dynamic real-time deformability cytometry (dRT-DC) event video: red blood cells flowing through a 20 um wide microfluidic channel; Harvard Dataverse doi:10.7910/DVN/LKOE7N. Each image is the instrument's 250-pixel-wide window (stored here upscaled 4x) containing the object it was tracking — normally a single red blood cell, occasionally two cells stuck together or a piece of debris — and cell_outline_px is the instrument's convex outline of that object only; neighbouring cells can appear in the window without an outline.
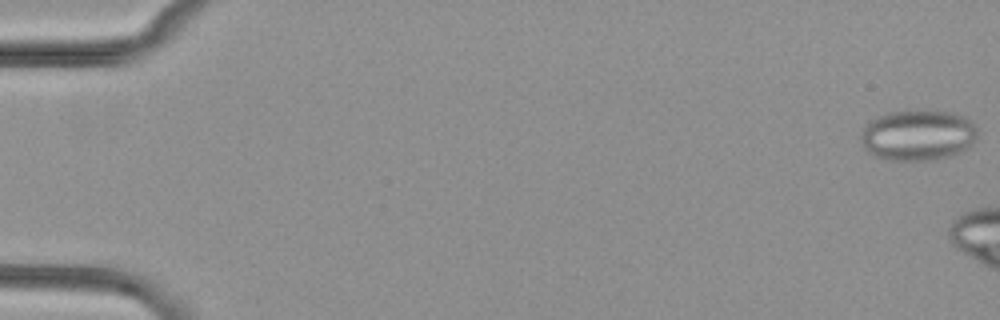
{"species": "common noctule bat (a hibernating species)", "species_latin": "Nyctalus noctula", "temperature_condition": "cold", "stored_images_in_passage": 3, "camera_frame_rate_fps": 3000, "um_per_image_px": 0.085, "animal": {"sex": "female", "body_mass_g": 29.2, "forearm_length_mm": 56.3}, "frame": {"image": 1, "passage_image": 1, "time_ms": 0.0, "image_size_px": [1000, 320], "cell_outline_px": [[980, 132], [976, 140], [968, 148], [952, 156], [936, 160], [892, 160], [876, 156], [868, 152], [864, 148], [860, 136], [860, 132], [864, 124], [888, 112], [952, 112], [964, 116], [972, 120], [976, 124]], "centroid_in_image_um": [78.08, 11.51], "position_along_channel_um": 6.9, "area_um2": 34.68}}